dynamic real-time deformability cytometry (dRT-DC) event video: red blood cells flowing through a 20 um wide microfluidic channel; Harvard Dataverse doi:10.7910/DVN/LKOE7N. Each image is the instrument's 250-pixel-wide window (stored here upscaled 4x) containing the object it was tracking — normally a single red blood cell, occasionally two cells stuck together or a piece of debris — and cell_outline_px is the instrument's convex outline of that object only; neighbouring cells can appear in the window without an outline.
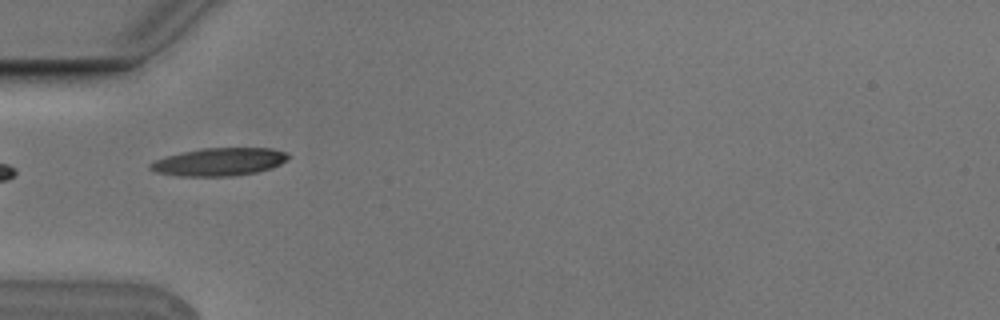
{"species": "Egyptian fruit bat (a non-hibernating species)", "species_latin": "Rousettus aegyptiacus", "temperature_condition": "cold", "stored_images_in_passage": 4, "camera_frame_rate_fps": 3000, "um_per_image_px": 0.085, "animal": {"sex": "male"}, "frame": {"image": 1, "passage_image": 2, "time_ms": 0.333, "image_size_px": [1000, 320], "cell_outline_px": [[288, 160], [272, 168], [256, 172], [232, 176], [176, 176], [156, 172], [148, 168], [148, 164], [156, 160], [168, 156], [184, 152], [204, 148], [272, 148], [288, 152]], "centroid_in_image_um": [18.66, 13.76], "position_along_channel_um": 66.3, "area_um2": 22.37}}
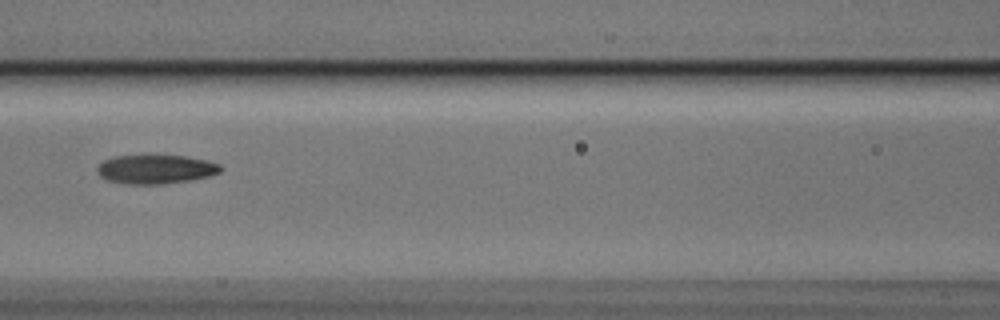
{"frame": {"image": 2, "passage_image": 4, "time_ms": 1.0, "image_size_px": [1000, 320], "cell_outline_px": [[224, 168], [220, 172], [208, 176], [192, 180], [160, 184], [124, 184], [108, 180], [100, 176], [96, 172], [96, 168], [104, 160], [112, 156], [184, 156], [208, 160], [220, 164]], "centroid_in_image_um": [13.24, 14.39], "position_along_channel_um": 153.4, "area_um2": 20.87}}